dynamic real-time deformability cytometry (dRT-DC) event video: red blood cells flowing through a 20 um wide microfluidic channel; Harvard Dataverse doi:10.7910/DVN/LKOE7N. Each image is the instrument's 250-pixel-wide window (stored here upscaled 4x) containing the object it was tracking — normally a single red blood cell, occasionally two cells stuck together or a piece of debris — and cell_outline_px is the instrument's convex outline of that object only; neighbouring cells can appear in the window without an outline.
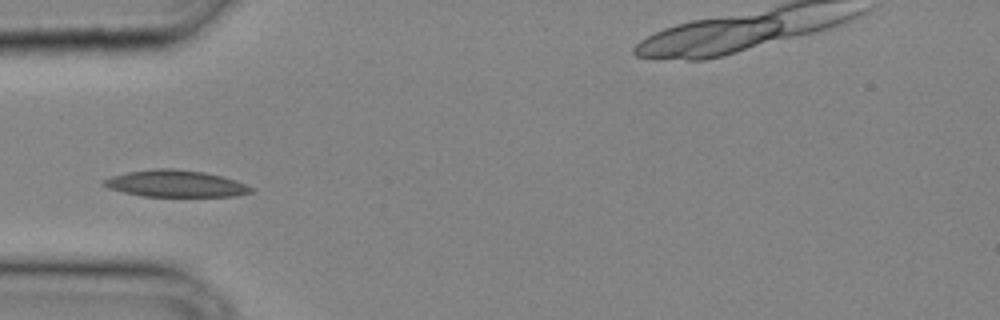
{"species": "common noctule bat (a hibernating species)", "species_latin": "Nyctalus noctula", "temperature_condition": "cold", "stored_images_in_passage": 28, "camera_frame_rate_fps": 3000, "um_per_image_px": 0.085, "animal": {"sex": "male", "body_mass_g": 20.4}, "frame": {"image": 1, "passage_image": 5, "time_ms": 1.333, "image_size_px": [1000, 320], "cell_outline_px": [[252, 192], [236, 196], [144, 196], [124, 192], [108, 188], [100, 184], [100, 180], [112, 176], [128, 172], [156, 168], [172, 168], [204, 172], [224, 176], [236, 180], [252, 188]], "centroid_in_image_um": [14.89, 15.6], "position_along_channel_um": 70.1, "area_um2": 22.95}}
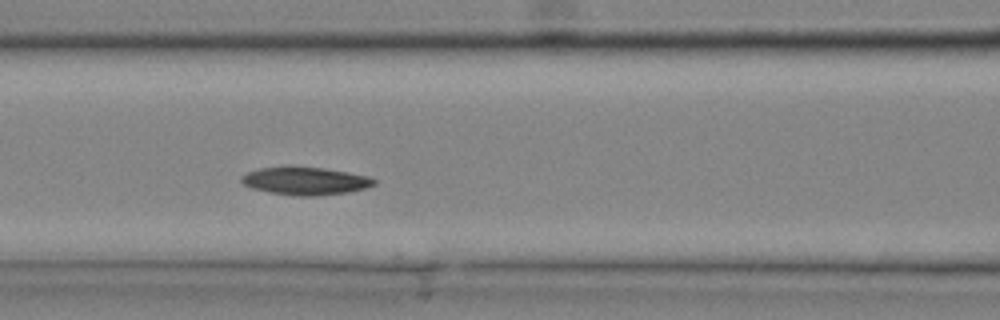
{"frame": {"image": 2, "passage_image": 9, "time_ms": 2.667, "image_size_px": [1000, 320], "cell_outline_px": [[376, 184], [364, 188], [348, 192], [316, 196], [296, 196], [272, 192], [252, 188], [244, 184], [240, 180], [240, 176], [244, 172], [260, 168], [284, 164], [288, 164], [324, 168], [348, 172], [368, 176], [376, 180]], "centroid_in_image_um": [25.89, 15.34], "position_along_channel_um": 140.7, "area_um2": 22.08}}